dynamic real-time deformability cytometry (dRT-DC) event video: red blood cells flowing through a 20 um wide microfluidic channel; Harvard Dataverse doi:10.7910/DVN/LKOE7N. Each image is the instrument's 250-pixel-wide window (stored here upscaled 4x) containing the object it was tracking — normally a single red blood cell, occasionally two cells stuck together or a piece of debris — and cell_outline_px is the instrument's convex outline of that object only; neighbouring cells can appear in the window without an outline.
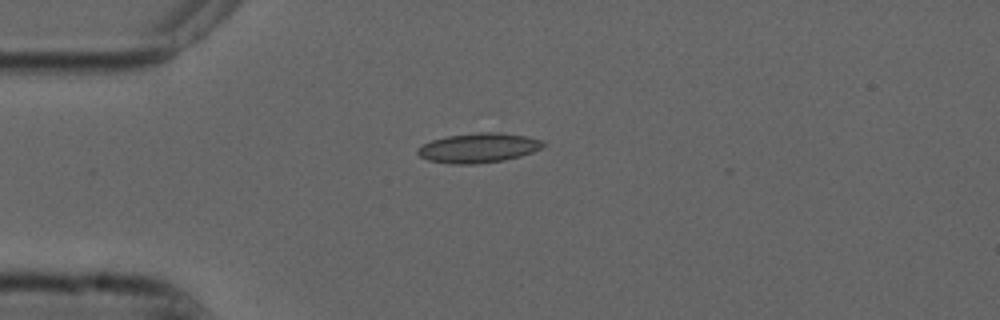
{"species": "common noctule bat (a hibernating species)", "species_latin": "Nyctalus noctula", "temperature_condition": "cold", "stored_images_in_passage": 41, "camera_frame_rate_fps": 3000, "um_per_image_px": 0.085, "animal": {"sex": "male", "forearm_length_mm": 52.5}, "frame": {"image": 1, "passage_image": 1, "time_ms": 0.0, "image_size_px": [1000, 320], "cell_outline_px": [[548, 144], [532, 152], [520, 156], [504, 160], [472, 164], [452, 164], [428, 160], [420, 156], [416, 152], [416, 148], [432, 140], [448, 136], [476, 132], [500, 132], [524, 136], [540, 140]], "centroid_in_image_um": [40.65, 12.57], "position_along_channel_um": 44.3, "area_um2": 21.56}}
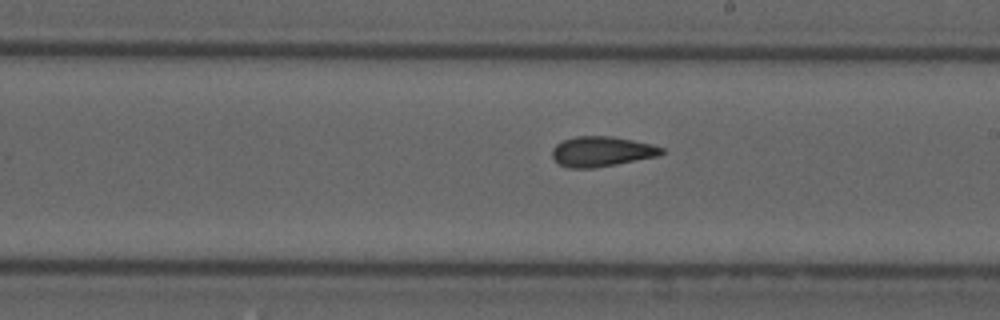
{"frame": {"image": 2, "passage_image": 18, "time_ms": 5.667, "image_size_px": [1000, 320], "cell_outline_px": [[664, 152], [660, 156], [616, 164], [592, 168], [568, 168], [560, 164], [552, 156], [552, 148], [556, 144], [564, 140], [576, 136], [612, 136], [652, 144], [664, 148]], "centroid_in_image_um": [51.16, 12.87], "position_along_channel_um": 237.8, "area_um2": 19.19}}
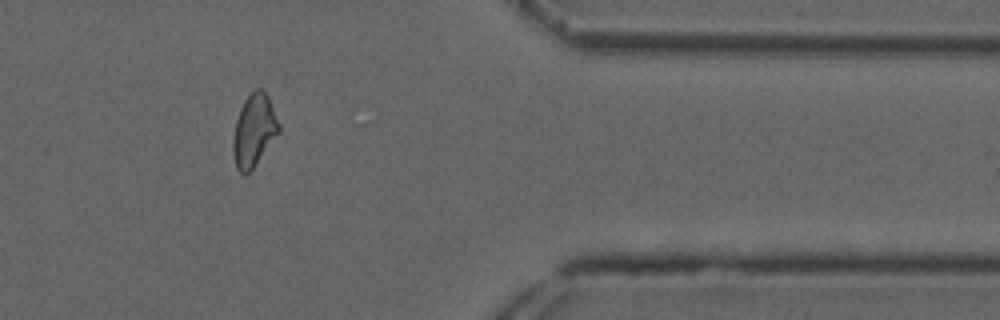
{"frame": {"image": 3, "passage_image": 32, "time_ms": 10.333, "image_size_px": [1000, 320], "cell_outline_px": [[280, 132], [252, 168], [248, 172], [240, 172], [236, 168], [232, 152], [232, 140], [236, 120], [240, 108], [244, 100], [256, 88], [260, 88], [268, 96], [280, 124]], "centroid_in_image_um": [21.58, 11.07], "position_along_channel_um": 389.8, "area_um2": 19.13}, "authors_computed_cell_mechanics": {"area_um2": 19.1896, "velocity_mm_per_s": 3.7421, "shape_relaxation_time_tau1_ms": null, "shape_relaxation_time_tau2_ms": 3.0812, "deformation_change_tau1": null, "deformation_change_tau2": 0.0869}}